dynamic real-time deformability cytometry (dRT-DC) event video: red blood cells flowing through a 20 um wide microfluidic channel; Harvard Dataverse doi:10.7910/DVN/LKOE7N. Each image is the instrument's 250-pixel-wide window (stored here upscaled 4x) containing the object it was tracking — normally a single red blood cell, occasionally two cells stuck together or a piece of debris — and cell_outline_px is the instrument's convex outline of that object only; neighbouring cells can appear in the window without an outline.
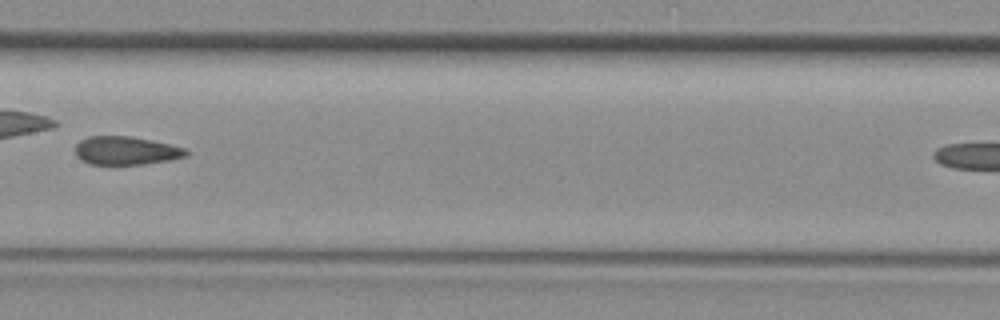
{"species": "common noctule bat (a hibernating species)", "species_latin": "Nyctalus noctula", "temperature_condition": "room temperature", "stored_images_in_passage": 13, "camera_frame_rate_fps": 3000, "um_per_image_px": 0.085, "animal": {"sex": "female", "body_mass_g": 29.2, "forearm_length_mm": 56.3}, "frame": {"image": 1, "passage_image": 9, "time_ms": 2.667, "image_size_px": [1000, 320], "cell_outline_px": [[188, 156], [168, 160], [144, 164], [88, 164], [80, 160], [76, 156], [76, 144], [80, 140], [88, 136], [132, 136], [168, 144], [184, 148], [188, 152]], "centroid_in_image_um": [10.67, 12.8], "position_along_channel_um": 196.7, "area_um2": 18.26}}